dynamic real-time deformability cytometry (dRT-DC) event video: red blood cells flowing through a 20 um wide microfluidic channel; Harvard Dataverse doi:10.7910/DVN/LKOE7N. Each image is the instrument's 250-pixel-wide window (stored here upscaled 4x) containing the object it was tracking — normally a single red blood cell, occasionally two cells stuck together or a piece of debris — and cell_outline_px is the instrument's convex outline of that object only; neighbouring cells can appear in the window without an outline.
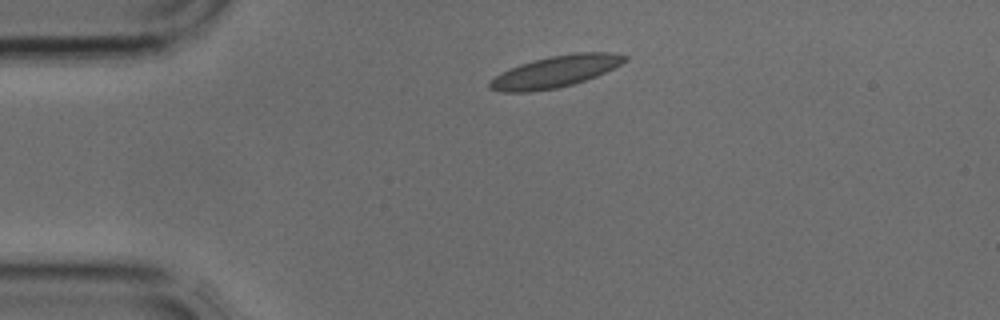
{"species": "common noctule bat (a hibernating species)", "species_latin": "Nyctalus noctula", "temperature_condition": "cold", "stored_images_in_passage": 2, "camera_frame_rate_fps": 3000, "um_per_image_px": 0.085, "animal": {"sex": "male", "body_mass_g": 17.9, "forearm_length_mm": 54.2}, "frame": {"image": 1, "passage_image": 1, "time_ms": 0.0, "image_size_px": [1000, 320], "cell_outline_px": [[628, 60], [596, 76], [572, 84], [556, 88], [528, 92], [500, 92], [488, 88], [488, 84], [500, 72], [520, 64], [532, 60], [548, 56], [576, 52], [608, 52], [628, 56]], "centroid_in_image_um": [47.18, 6.08], "position_along_channel_um": 37.8, "area_um2": 24.74}}